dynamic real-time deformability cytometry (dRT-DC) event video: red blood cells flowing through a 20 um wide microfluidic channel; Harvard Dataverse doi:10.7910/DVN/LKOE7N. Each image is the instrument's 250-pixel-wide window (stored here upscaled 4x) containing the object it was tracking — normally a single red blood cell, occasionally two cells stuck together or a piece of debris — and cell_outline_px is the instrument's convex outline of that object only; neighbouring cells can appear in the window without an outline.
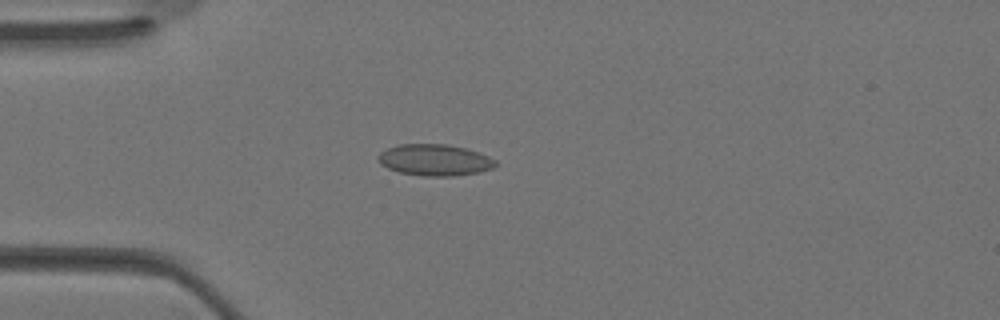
{"species": "Egyptian fruit bat (a non-hibernating species)", "species_latin": "Rousettus aegyptiacus", "temperature_condition": "warm", "stored_images_in_passage": 36, "camera_frame_rate_fps": 3000, "um_per_image_px": 0.085, "animal": {"sex": "female"}, "frame": {"image": 1, "passage_image": 10, "time_ms": 3.0, "image_size_px": [1000, 320], "cell_outline_px": [[496, 164], [492, 168], [480, 172], [452, 176], [424, 176], [400, 172], [388, 168], [380, 164], [376, 156], [380, 152], [388, 148], [400, 144], [448, 144], [464, 148], [488, 156], [496, 160]], "centroid_in_image_um": [36.92, 13.6], "position_along_channel_um": 48.1, "area_um2": 21.39}}
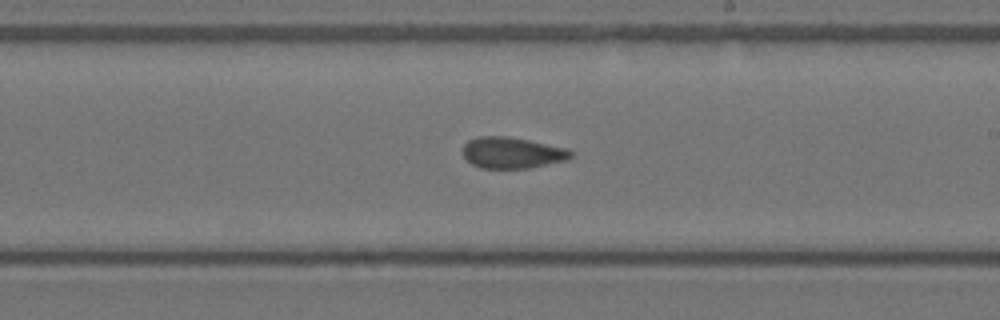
{"frame": {"image": 2, "passage_image": 21, "time_ms": 6.667, "image_size_px": [1000, 320], "cell_outline_px": [[572, 156], [568, 160], [528, 168], [480, 168], [472, 164], [464, 156], [464, 144], [468, 140], [480, 136], [508, 136], [568, 148], [572, 152]], "centroid_in_image_um": [43.55, 12.98], "position_along_channel_um": 245.5, "area_um2": 19.59}}
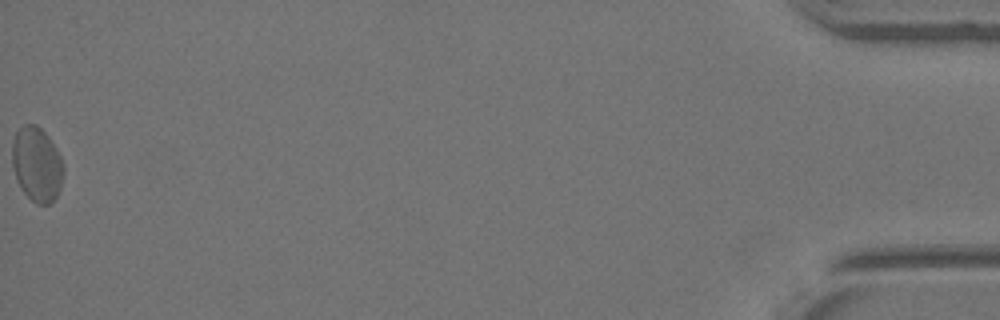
{"frame": {"image": 3, "passage_image": 36, "time_ms": 11.667, "image_size_px": [1000, 320], "cell_outline_px": [[64, 172], [60, 188], [56, 196], [48, 204], [36, 204], [20, 188], [16, 180], [12, 164], [12, 140], [16, 132], [24, 124], [36, 124], [48, 136], [56, 148], [64, 164]], "centroid_in_image_um": [3.12, 13.96], "position_along_channel_um": 432.1, "area_um2": 22.37}}